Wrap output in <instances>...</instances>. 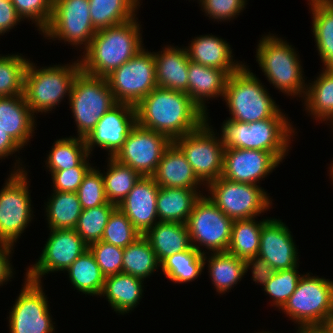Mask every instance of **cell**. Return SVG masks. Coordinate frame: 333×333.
Here are the masks:
<instances>
[{"mask_svg": "<svg viewBox=\"0 0 333 333\" xmlns=\"http://www.w3.org/2000/svg\"><path fill=\"white\" fill-rule=\"evenodd\" d=\"M144 280L126 273L105 278L100 297H105L112 309L121 315L131 312L140 304Z\"/></svg>", "mask_w": 333, "mask_h": 333, "instance_id": "27", "label": "cell"}, {"mask_svg": "<svg viewBox=\"0 0 333 333\" xmlns=\"http://www.w3.org/2000/svg\"><path fill=\"white\" fill-rule=\"evenodd\" d=\"M299 265L292 269L275 271L273 277L262 288L265 295L271 297V306L280 309L296 290L297 284L303 274L298 271Z\"/></svg>", "mask_w": 333, "mask_h": 333, "instance_id": "43", "label": "cell"}, {"mask_svg": "<svg viewBox=\"0 0 333 333\" xmlns=\"http://www.w3.org/2000/svg\"><path fill=\"white\" fill-rule=\"evenodd\" d=\"M257 45L256 61L270 85L287 96L303 100L307 82L297 49L270 32L262 35Z\"/></svg>", "mask_w": 333, "mask_h": 333, "instance_id": "4", "label": "cell"}, {"mask_svg": "<svg viewBox=\"0 0 333 333\" xmlns=\"http://www.w3.org/2000/svg\"><path fill=\"white\" fill-rule=\"evenodd\" d=\"M22 147L0 128V160L19 152Z\"/></svg>", "mask_w": 333, "mask_h": 333, "instance_id": "53", "label": "cell"}, {"mask_svg": "<svg viewBox=\"0 0 333 333\" xmlns=\"http://www.w3.org/2000/svg\"><path fill=\"white\" fill-rule=\"evenodd\" d=\"M50 234L39 258L26 269L24 277L42 283L49 273L66 271L89 246L74 229H49Z\"/></svg>", "mask_w": 333, "mask_h": 333, "instance_id": "16", "label": "cell"}, {"mask_svg": "<svg viewBox=\"0 0 333 333\" xmlns=\"http://www.w3.org/2000/svg\"><path fill=\"white\" fill-rule=\"evenodd\" d=\"M322 69L316 79L307 84L302 100L304 110L319 124L333 119V69Z\"/></svg>", "mask_w": 333, "mask_h": 333, "instance_id": "31", "label": "cell"}, {"mask_svg": "<svg viewBox=\"0 0 333 333\" xmlns=\"http://www.w3.org/2000/svg\"><path fill=\"white\" fill-rule=\"evenodd\" d=\"M206 117V121L195 131L176 138L173 142L185 154L197 178L207 186L222 176L224 149L217 134Z\"/></svg>", "mask_w": 333, "mask_h": 333, "instance_id": "11", "label": "cell"}, {"mask_svg": "<svg viewBox=\"0 0 333 333\" xmlns=\"http://www.w3.org/2000/svg\"><path fill=\"white\" fill-rule=\"evenodd\" d=\"M195 189L159 187L157 216L161 222L186 224L195 202L203 195Z\"/></svg>", "mask_w": 333, "mask_h": 333, "instance_id": "30", "label": "cell"}, {"mask_svg": "<svg viewBox=\"0 0 333 333\" xmlns=\"http://www.w3.org/2000/svg\"><path fill=\"white\" fill-rule=\"evenodd\" d=\"M229 75L226 70L204 66L189 60L188 95L206 114V117L209 115L206 101L219 97L223 99Z\"/></svg>", "mask_w": 333, "mask_h": 333, "instance_id": "25", "label": "cell"}, {"mask_svg": "<svg viewBox=\"0 0 333 333\" xmlns=\"http://www.w3.org/2000/svg\"><path fill=\"white\" fill-rule=\"evenodd\" d=\"M89 249L105 277L122 272L124 248L97 241L90 244Z\"/></svg>", "mask_w": 333, "mask_h": 333, "instance_id": "47", "label": "cell"}, {"mask_svg": "<svg viewBox=\"0 0 333 333\" xmlns=\"http://www.w3.org/2000/svg\"><path fill=\"white\" fill-rule=\"evenodd\" d=\"M245 275L249 270L252 273V280L259 285L265 286L274 273L275 269L264 258L256 255L254 257L246 258L244 260Z\"/></svg>", "mask_w": 333, "mask_h": 333, "instance_id": "50", "label": "cell"}, {"mask_svg": "<svg viewBox=\"0 0 333 333\" xmlns=\"http://www.w3.org/2000/svg\"><path fill=\"white\" fill-rule=\"evenodd\" d=\"M137 16L124 23L97 30L80 55L81 70L106 77L144 48L141 23Z\"/></svg>", "mask_w": 333, "mask_h": 333, "instance_id": "2", "label": "cell"}, {"mask_svg": "<svg viewBox=\"0 0 333 333\" xmlns=\"http://www.w3.org/2000/svg\"><path fill=\"white\" fill-rule=\"evenodd\" d=\"M65 272L77 292L86 296H100L106 277L90 249L81 254Z\"/></svg>", "mask_w": 333, "mask_h": 333, "instance_id": "34", "label": "cell"}, {"mask_svg": "<svg viewBox=\"0 0 333 333\" xmlns=\"http://www.w3.org/2000/svg\"><path fill=\"white\" fill-rule=\"evenodd\" d=\"M161 267L149 240L141 235L133 243L124 248L122 272L139 277L150 278ZM157 269V270H156Z\"/></svg>", "mask_w": 333, "mask_h": 333, "instance_id": "37", "label": "cell"}, {"mask_svg": "<svg viewBox=\"0 0 333 333\" xmlns=\"http://www.w3.org/2000/svg\"><path fill=\"white\" fill-rule=\"evenodd\" d=\"M88 155L85 139L70 136L57 139L44 162L51 174L54 171L77 167Z\"/></svg>", "mask_w": 333, "mask_h": 333, "instance_id": "39", "label": "cell"}, {"mask_svg": "<svg viewBox=\"0 0 333 333\" xmlns=\"http://www.w3.org/2000/svg\"><path fill=\"white\" fill-rule=\"evenodd\" d=\"M136 124L135 106L117 103L103 115L85 138L89 155H93L92 151L97 146L106 150L109 157H114Z\"/></svg>", "mask_w": 333, "mask_h": 333, "instance_id": "18", "label": "cell"}, {"mask_svg": "<svg viewBox=\"0 0 333 333\" xmlns=\"http://www.w3.org/2000/svg\"><path fill=\"white\" fill-rule=\"evenodd\" d=\"M152 177L159 187L189 188L199 193L202 192L200 187H204L187 162L185 154L174 142L164 151Z\"/></svg>", "mask_w": 333, "mask_h": 333, "instance_id": "22", "label": "cell"}, {"mask_svg": "<svg viewBox=\"0 0 333 333\" xmlns=\"http://www.w3.org/2000/svg\"><path fill=\"white\" fill-rule=\"evenodd\" d=\"M312 32L323 68L333 69V0H308Z\"/></svg>", "mask_w": 333, "mask_h": 333, "instance_id": "29", "label": "cell"}, {"mask_svg": "<svg viewBox=\"0 0 333 333\" xmlns=\"http://www.w3.org/2000/svg\"><path fill=\"white\" fill-rule=\"evenodd\" d=\"M36 125L23 95L0 97V128L22 148L33 138Z\"/></svg>", "mask_w": 333, "mask_h": 333, "instance_id": "26", "label": "cell"}, {"mask_svg": "<svg viewBox=\"0 0 333 333\" xmlns=\"http://www.w3.org/2000/svg\"><path fill=\"white\" fill-rule=\"evenodd\" d=\"M281 161L270 152L251 149H224L222 176L230 181L260 184Z\"/></svg>", "mask_w": 333, "mask_h": 333, "instance_id": "19", "label": "cell"}, {"mask_svg": "<svg viewBox=\"0 0 333 333\" xmlns=\"http://www.w3.org/2000/svg\"><path fill=\"white\" fill-rule=\"evenodd\" d=\"M204 265L208 268L216 292L222 295L236 286L245 275L244 260L229 252L211 253L208 256L205 253Z\"/></svg>", "mask_w": 333, "mask_h": 333, "instance_id": "32", "label": "cell"}, {"mask_svg": "<svg viewBox=\"0 0 333 333\" xmlns=\"http://www.w3.org/2000/svg\"><path fill=\"white\" fill-rule=\"evenodd\" d=\"M297 333H333L330 324L325 325H304L297 327Z\"/></svg>", "mask_w": 333, "mask_h": 333, "instance_id": "54", "label": "cell"}, {"mask_svg": "<svg viewBox=\"0 0 333 333\" xmlns=\"http://www.w3.org/2000/svg\"><path fill=\"white\" fill-rule=\"evenodd\" d=\"M281 111L272 117L256 122L223 121L219 135L226 149L263 150L273 153L281 162L291 150V138L297 129Z\"/></svg>", "mask_w": 333, "mask_h": 333, "instance_id": "3", "label": "cell"}, {"mask_svg": "<svg viewBox=\"0 0 333 333\" xmlns=\"http://www.w3.org/2000/svg\"><path fill=\"white\" fill-rule=\"evenodd\" d=\"M202 11L210 20L229 22L240 15L246 7L247 0H198Z\"/></svg>", "mask_w": 333, "mask_h": 333, "instance_id": "48", "label": "cell"}, {"mask_svg": "<svg viewBox=\"0 0 333 333\" xmlns=\"http://www.w3.org/2000/svg\"><path fill=\"white\" fill-rule=\"evenodd\" d=\"M185 46L189 60L212 68L226 70L229 74L236 72L244 64L234 60L233 52L226 40L215 35H200Z\"/></svg>", "mask_w": 333, "mask_h": 333, "instance_id": "24", "label": "cell"}, {"mask_svg": "<svg viewBox=\"0 0 333 333\" xmlns=\"http://www.w3.org/2000/svg\"><path fill=\"white\" fill-rule=\"evenodd\" d=\"M80 71L79 59L72 64L42 68L29 60L24 74L23 96L33 115L50 113L65 97L69 98L76 75Z\"/></svg>", "mask_w": 333, "mask_h": 333, "instance_id": "5", "label": "cell"}, {"mask_svg": "<svg viewBox=\"0 0 333 333\" xmlns=\"http://www.w3.org/2000/svg\"><path fill=\"white\" fill-rule=\"evenodd\" d=\"M93 166L84 176L78 187L77 195L84 209L98 207L109 203L105 194L104 179L101 170Z\"/></svg>", "mask_w": 333, "mask_h": 333, "instance_id": "45", "label": "cell"}, {"mask_svg": "<svg viewBox=\"0 0 333 333\" xmlns=\"http://www.w3.org/2000/svg\"><path fill=\"white\" fill-rule=\"evenodd\" d=\"M19 17L32 21L41 33L52 17L53 0H11ZM31 19V20H30Z\"/></svg>", "mask_w": 333, "mask_h": 333, "instance_id": "46", "label": "cell"}, {"mask_svg": "<svg viewBox=\"0 0 333 333\" xmlns=\"http://www.w3.org/2000/svg\"><path fill=\"white\" fill-rule=\"evenodd\" d=\"M24 278V286L7 317L9 333H54L56 323L50 313L43 283Z\"/></svg>", "mask_w": 333, "mask_h": 333, "instance_id": "15", "label": "cell"}, {"mask_svg": "<svg viewBox=\"0 0 333 333\" xmlns=\"http://www.w3.org/2000/svg\"><path fill=\"white\" fill-rule=\"evenodd\" d=\"M140 236L128 217L116 207L110 214L101 241L126 248Z\"/></svg>", "mask_w": 333, "mask_h": 333, "instance_id": "44", "label": "cell"}, {"mask_svg": "<svg viewBox=\"0 0 333 333\" xmlns=\"http://www.w3.org/2000/svg\"><path fill=\"white\" fill-rule=\"evenodd\" d=\"M232 224L233 220L225 215L206 194L201 195L195 202L186 222L192 246L203 255L227 252ZM201 246H205L204 248L209 252H205Z\"/></svg>", "mask_w": 333, "mask_h": 333, "instance_id": "12", "label": "cell"}, {"mask_svg": "<svg viewBox=\"0 0 333 333\" xmlns=\"http://www.w3.org/2000/svg\"><path fill=\"white\" fill-rule=\"evenodd\" d=\"M158 191L159 186L152 176H141L117 206L141 235L159 222L157 216Z\"/></svg>", "mask_w": 333, "mask_h": 333, "instance_id": "21", "label": "cell"}, {"mask_svg": "<svg viewBox=\"0 0 333 333\" xmlns=\"http://www.w3.org/2000/svg\"><path fill=\"white\" fill-rule=\"evenodd\" d=\"M248 67L244 64L227 80L223 101L231 115L228 119L250 123L272 118L280 107Z\"/></svg>", "mask_w": 333, "mask_h": 333, "instance_id": "6", "label": "cell"}, {"mask_svg": "<svg viewBox=\"0 0 333 333\" xmlns=\"http://www.w3.org/2000/svg\"><path fill=\"white\" fill-rule=\"evenodd\" d=\"M137 124L166 135L172 142L198 129L206 114L181 91L156 87L136 106Z\"/></svg>", "mask_w": 333, "mask_h": 333, "instance_id": "1", "label": "cell"}, {"mask_svg": "<svg viewBox=\"0 0 333 333\" xmlns=\"http://www.w3.org/2000/svg\"><path fill=\"white\" fill-rule=\"evenodd\" d=\"M256 333H272V332H270V331H262V332H256Z\"/></svg>", "mask_w": 333, "mask_h": 333, "instance_id": "58", "label": "cell"}, {"mask_svg": "<svg viewBox=\"0 0 333 333\" xmlns=\"http://www.w3.org/2000/svg\"><path fill=\"white\" fill-rule=\"evenodd\" d=\"M268 219L257 221L254 217L234 220L227 252L243 260L256 256L260 247L262 225Z\"/></svg>", "mask_w": 333, "mask_h": 333, "instance_id": "38", "label": "cell"}, {"mask_svg": "<svg viewBox=\"0 0 333 333\" xmlns=\"http://www.w3.org/2000/svg\"><path fill=\"white\" fill-rule=\"evenodd\" d=\"M22 22L11 1L0 0V35L9 32ZM3 34V35H2Z\"/></svg>", "mask_w": 333, "mask_h": 333, "instance_id": "51", "label": "cell"}, {"mask_svg": "<svg viewBox=\"0 0 333 333\" xmlns=\"http://www.w3.org/2000/svg\"><path fill=\"white\" fill-rule=\"evenodd\" d=\"M329 123H330V124H328V125H330V126L332 125L331 128L333 129V119H332Z\"/></svg>", "mask_w": 333, "mask_h": 333, "instance_id": "57", "label": "cell"}, {"mask_svg": "<svg viewBox=\"0 0 333 333\" xmlns=\"http://www.w3.org/2000/svg\"><path fill=\"white\" fill-rule=\"evenodd\" d=\"M204 267V255L192 246L165 258L161 262L160 270L173 283L182 284L197 279Z\"/></svg>", "mask_w": 333, "mask_h": 333, "instance_id": "36", "label": "cell"}, {"mask_svg": "<svg viewBox=\"0 0 333 333\" xmlns=\"http://www.w3.org/2000/svg\"><path fill=\"white\" fill-rule=\"evenodd\" d=\"M106 79L117 103L136 106L157 87L153 52L142 48Z\"/></svg>", "mask_w": 333, "mask_h": 333, "instance_id": "13", "label": "cell"}, {"mask_svg": "<svg viewBox=\"0 0 333 333\" xmlns=\"http://www.w3.org/2000/svg\"><path fill=\"white\" fill-rule=\"evenodd\" d=\"M16 159L5 185L0 190V241L15 246L33 219L28 172Z\"/></svg>", "mask_w": 333, "mask_h": 333, "instance_id": "7", "label": "cell"}, {"mask_svg": "<svg viewBox=\"0 0 333 333\" xmlns=\"http://www.w3.org/2000/svg\"><path fill=\"white\" fill-rule=\"evenodd\" d=\"M116 207L115 204H104L82 211L74 230L88 246L101 241L110 214Z\"/></svg>", "mask_w": 333, "mask_h": 333, "instance_id": "42", "label": "cell"}, {"mask_svg": "<svg viewBox=\"0 0 333 333\" xmlns=\"http://www.w3.org/2000/svg\"><path fill=\"white\" fill-rule=\"evenodd\" d=\"M311 274H303L281 308L298 326L329 324L333 315V281Z\"/></svg>", "mask_w": 333, "mask_h": 333, "instance_id": "8", "label": "cell"}, {"mask_svg": "<svg viewBox=\"0 0 333 333\" xmlns=\"http://www.w3.org/2000/svg\"><path fill=\"white\" fill-rule=\"evenodd\" d=\"M107 159V170L104 173L101 172L104 179L105 194L109 203L118 206L141 178V175L113 157Z\"/></svg>", "mask_w": 333, "mask_h": 333, "instance_id": "40", "label": "cell"}, {"mask_svg": "<svg viewBox=\"0 0 333 333\" xmlns=\"http://www.w3.org/2000/svg\"><path fill=\"white\" fill-rule=\"evenodd\" d=\"M260 186L219 177L205 188L209 194L207 197L234 221L257 218L272 208V198Z\"/></svg>", "mask_w": 333, "mask_h": 333, "instance_id": "10", "label": "cell"}, {"mask_svg": "<svg viewBox=\"0 0 333 333\" xmlns=\"http://www.w3.org/2000/svg\"><path fill=\"white\" fill-rule=\"evenodd\" d=\"M295 244L286 223L270 217L262 225L257 255L270 263L275 271L292 269L299 265V252Z\"/></svg>", "mask_w": 333, "mask_h": 333, "instance_id": "20", "label": "cell"}, {"mask_svg": "<svg viewBox=\"0 0 333 333\" xmlns=\"http://www.w3.org/2000/svg\"><path fill=\"white\" fill-rule=\"evenodd\" d=\"M171 143L166 135L136 124L113 158L141 176H152Z\"/></svg>", "mask_w": 333, "mask_h": 333, "instance_id": "17", "label": "cell"}, {"mask_svg": "<svg viewBox=\"0 0 333 333\" xmlns=\"http://www.w3.org/2000/svg\"><path fill=\"white\" fill-rule=\"evenodd\" d=\"M330 173H329V176H330V178H331V182L333 181V161H332V163L330 164V166H329V170H328ZM332 184H333V182H332Z\"/></svg>", "mask_w": 333, "mask_h": 333, "instance_id": "55", "label": "cell"}, {"mask_svg": "<svg viewBox=\"0 0 333 333\" xmlns=\"http://www.w3.org/2000/svg\"><path fill=\"white\" fill-rule=\"evenodd\" d=\"M91 155H88L77 167L67 170H59L51 173L54 191L77 192L84 176L93 167L89 163Z\"/></svg>", "mask_w": 333, "mask_h": 333, "instance_id": "49", "label": "cell"}, {"mask_svg": "<svg viewBox=\"0 0 333 333\" xmlns=\"http://www.w3.org/2000/svg\"><path fill=\"white\" fill-rule=\"evenodd\" d=\"M154 52L157 87L188 94L189 57L186 47L164 45Z\"/></svg>", "mask_w": 333, "mask_h": 333, "instance_id": "23", "label": "cell"}, {"mask_svg": "<svg viewBox=\"0 0 333 333\" xmlns=\"http://www.w3.org/2000/svg\"><path fill=\"white\" fill-rule=\"evenodd\" d=\"M330 326L333 328V315H332V318H331V320H330Z\"/></svg>", "mask_w": 333, "mask_h": 333, "instance_id": "56", "label": "cell"}, {"mask_svg": "<svg viewBox=\"0 0 333 333\" xmlns=\"http://www.w3.org/2000/svg\"><path fill=\"white\" fill-rule=\"evenodd\" d=\"M15 246L6 242L0 241V286L6 285L13 278V266L11 262L12 251ZM11 262V263H10Z\"/></svg>", "mask_w": 333, "mask_h": 333, "instance_id": "52", "label": "cell"}, {"mask_svg": "<svg viewBox=\"0 0 333 333\" xmlns=\"http://www.w3.org/2000/svg\"><path fill=\"white\" fill-rule=\"evenodd\" d=\"M96 32L90 17L89 0H53L51 20L39 34L45 39L68 42L73 48L85 50Z\"/></svg>", "mask_w": 333, "mask_h": 333, "instance_id": "14", "label": "cell"}, {"mask_svg": "<svg viewBox=\"0 0 333 333\" xmlns=\"http://www.w3.org/2000/svg\"><path fill=\"white\" fill-rule=\"evenodd\" d=\"M69 105L77 127V137L86 138L95 125L117 104L106 77L80 71L74 80Z\"/></svg>", "mask_w": 333, "mask_h": 333, "instance_id": "9", "label": "cell"}, {"mask_svg": "<svg viewBox=\"0 0 333 333\" xmlns=\"http://www.w3.org/2000/svg\"><path fill=\"white\" fill-rule=\"evenodd\" d=\"M16 54H0V97L23 95L24 74L30 59Z\"/></svg>", "mask_w": 333, "mask_h": 333, "instance_id": "41", "label": "cell"}, {"mask_svg": "<svg viewBox=\"0 0 333 333\" xmlns=\"http://www.w3.org/2000/svg\"><path fill=\"white\" fill-rule=\"evenodd\" d=\"M50 199L44 203L49 229H74L83 208L76 192L51 190Z\"/></svg>", "mask_w": 333, "mask_h": 333, "instance_id": "33", "label": "cell"}, {"mask_svg": "<svg viewBox=\"0 0 333 333\" xmlns=\"http://www.w3.org/2000/svg\"><path fill=\"white\" fill-rule=\"evenodd\" d=\"M144 236L160 263L168 256L192 247L187 226L183 223L159 221Z\"/></svg>", "mask_w": 333, "mask_h": 333, "instance_id": "28", "label": "cell"}, {"mask_svg": "<svg viewBox=\"0 0 333 333\" xmlns=\"http://www.w3.org/2000/svg\"><path fill=\"white\" fill-rule=\"evenodd\" d=\"M90 17L96 30L124 23L136 17L139 0H89Z\"/></svg>", "mask_w": 333, "mask_h": 333, "instance_id": "35", "label": "cell"}]
</instances>
